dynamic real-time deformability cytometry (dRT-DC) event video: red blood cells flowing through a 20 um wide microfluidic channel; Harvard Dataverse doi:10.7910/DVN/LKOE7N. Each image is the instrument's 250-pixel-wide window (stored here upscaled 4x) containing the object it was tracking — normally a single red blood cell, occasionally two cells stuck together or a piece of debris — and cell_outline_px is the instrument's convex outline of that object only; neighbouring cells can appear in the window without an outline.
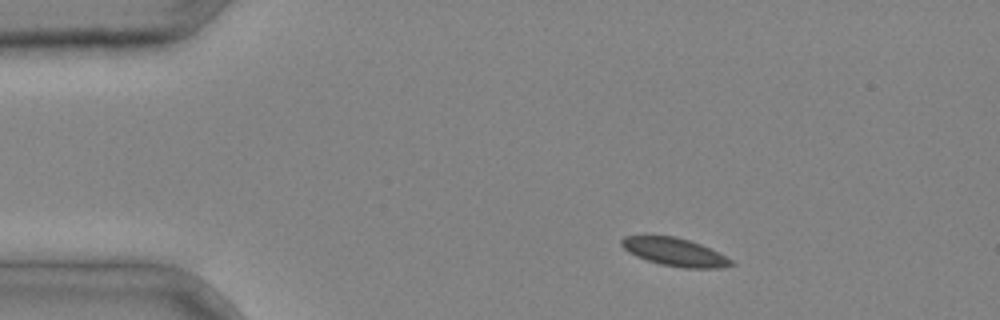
{"species": "common noctule bat (a hibernating species)", "species_latin": "Nyctalus noctula", "temperature_condition": "cold", "stored_images_in_passage": 3, "segment_of_instrument_passage": [1, 2], "camera_frame_rate_fps": 3000, "um_per_image_px": 0.085, "animal": {"sex": "male", "body_mass_g": 20.4}, "frame": {"image": 1, "passage_image": 1, "time_ms": 0.0, "image_size_px": [1000, 320], "cell_outline_px": [[736, 264], [720, 268], [684, 268], [660, 264], [636, 256], [628, 252], [620, 244], [620, 240], [624, 236], [676, 236], [700, 244], [732, 260]], "centroid_in_image_um": [57.33, 21.42], "position_along_channel_um": 27.7, "area_um2": 17.69}}